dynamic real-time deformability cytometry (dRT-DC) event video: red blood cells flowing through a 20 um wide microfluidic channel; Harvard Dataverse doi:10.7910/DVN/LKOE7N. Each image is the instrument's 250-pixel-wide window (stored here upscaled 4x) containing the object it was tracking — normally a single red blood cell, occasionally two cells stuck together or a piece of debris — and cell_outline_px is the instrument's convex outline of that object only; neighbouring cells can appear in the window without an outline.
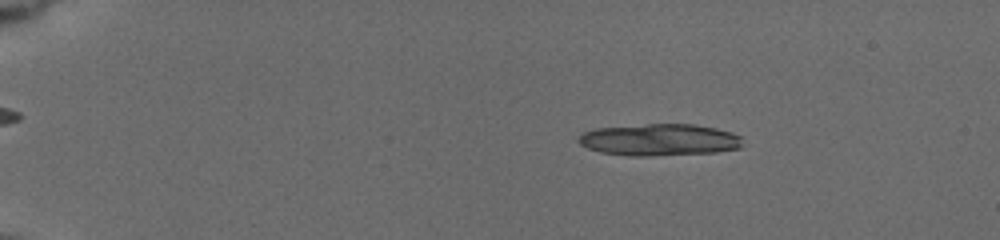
{"species": "common noctule bat (a hibernating species)", "species_latin": "Nyctalus noctula", "temperature_condition": "cold", "stored_images_in_passage": 14, "camera_frame_rate_fps": 3000, "um_per_image_px": 0.085, "animal": {"sex": "female", "body_mass_g": 19.5, "forearm_length_mm": 54.1}, "frame": {"image": 1, "passage_image": 7, "time_ms": 3.0, "image_size_px": [1000, 240], "cell_outline_px": [[740, 148], [716, 152], [648, 156], [628, 156], [600, 152], [588, 148], [580, 144], [576, 140], [584, 132], [596, 128], [648, 124], [692, 124], [716, 128], [732, 132], [740, 136]], "centroid_in_image_um": [56.03, 11.88], "position_along_channel_um": 29.0, "area_um2": 30.4}}